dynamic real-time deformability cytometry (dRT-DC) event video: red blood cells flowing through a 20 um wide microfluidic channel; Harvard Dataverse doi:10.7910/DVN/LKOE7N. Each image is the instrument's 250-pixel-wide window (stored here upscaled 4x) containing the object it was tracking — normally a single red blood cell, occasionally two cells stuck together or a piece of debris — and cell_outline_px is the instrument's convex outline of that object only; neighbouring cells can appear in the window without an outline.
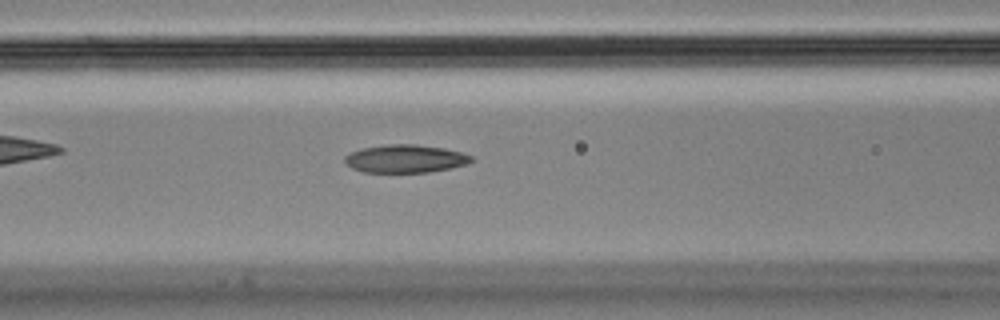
{"species": "Egyptian fruit bat (a non-hibernating species)", "species_latin": "Rousettus aegyptiacus", "temperature_condition": "cold", "stored_images_in_passage": 29, "camera_frame_rate_fps": 3000, "um_per_image_px": 0.085, "animal": {"sex": "male"}, "frame": {"image": 1, "passage_image": 6, "time_ms": 1.667, "image_size_px": [1000, 320], "cell_outline_px": [[472, 160], [464, 164], [448, 168], [428, 172], [364, 172], [352, 168], [344, 164], [344, 156], [360, 148], [384, 144], [416, 144], [444, 148], [460, 152], [472, 156]], "centroid_in_image_um": [34.37, 13.48], "position_along_channel_um": 132.2, "area_um2": 20.58}}
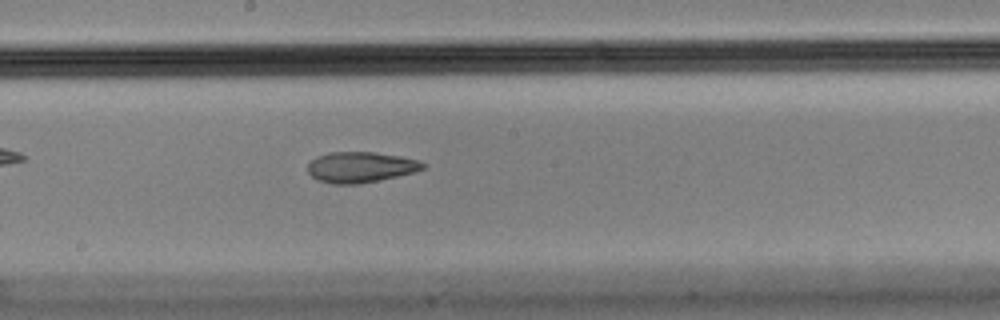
{"frame": {"image": 2, "passage_image": 13, "time_ms": 4.0, "image_size_px": [1000, 320], "cell_outline_px": [[428, 164], [424, 168], [416, 172], [380, 180], [356, 184], [332, 184], [316, 180], [308, 172], [308, 164], [316, 156], [328, 152], [376, 152], [400, 156], [420, 160]], "centroid_in_image_um": [30.67, 14.2], "position_along_channel_um": 217.5, "area_um2": 20.87}}
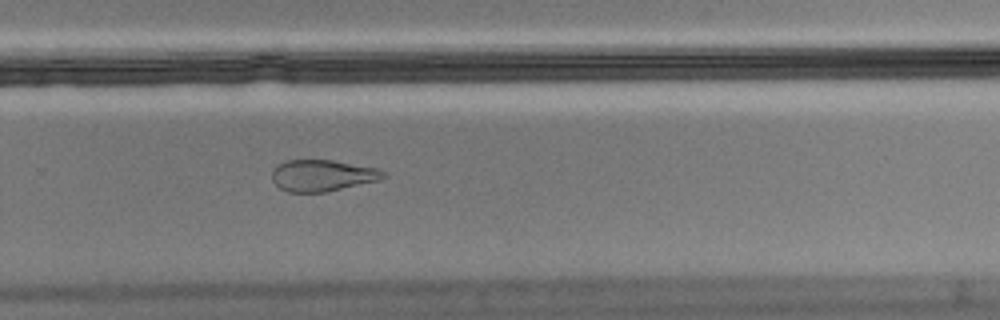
{"frame": {"image": 3, "passage_image": 20, "time_ms": 6.333, "image_size_px": [1000, 320], "cell_outline_px": [[388, 176], [376, 180], [324, 192], [288, 192], [280, 188], [272, 180], [272, 172], [276, 164], [288, 160], [332, 160], [376, 168], [388, 172]], "centroid_in_image_um": [27.37, 14.9], "position_along_channel_um": 302.4, "area_um2": 20.23}}